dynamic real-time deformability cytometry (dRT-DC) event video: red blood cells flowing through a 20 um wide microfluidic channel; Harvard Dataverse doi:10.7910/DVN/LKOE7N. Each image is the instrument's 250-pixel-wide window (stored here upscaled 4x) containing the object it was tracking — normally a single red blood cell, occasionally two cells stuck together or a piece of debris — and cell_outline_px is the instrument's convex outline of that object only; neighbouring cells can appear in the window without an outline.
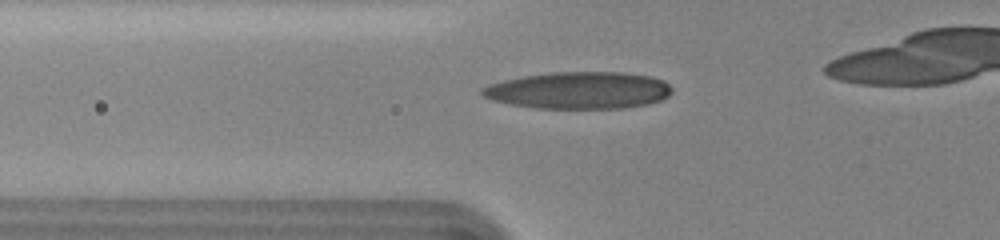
{"species": "human", "species_latin": "Homo sapiens", "temperature_condition": "cold", "stored_images_in_passage": 4, "camera_frame_rate_fps": 3000, "um_per_image_px": 0.085, "donor": {"sex": "female"}, "frame": {"image": 1, "passage_image": 2, "time_ms": 0.333, "image_size_px": [1000, 240], "cell_outline_px": [[672, 92], [668, 96], [660, 100], [644, 104], [624, 108], [536, 108], [512, 104], [492, 100], [484, 96], [480, 92], [480, 88], [488, 84], [504, 80], [524, 76], [552, 72], [624, 72], [652, 76], [664, 80], [672, 88]], "centroid_in_image_um": [49.21, 7.67], "position_along_channel_um": 76.6, "area_um2": 40.92}}